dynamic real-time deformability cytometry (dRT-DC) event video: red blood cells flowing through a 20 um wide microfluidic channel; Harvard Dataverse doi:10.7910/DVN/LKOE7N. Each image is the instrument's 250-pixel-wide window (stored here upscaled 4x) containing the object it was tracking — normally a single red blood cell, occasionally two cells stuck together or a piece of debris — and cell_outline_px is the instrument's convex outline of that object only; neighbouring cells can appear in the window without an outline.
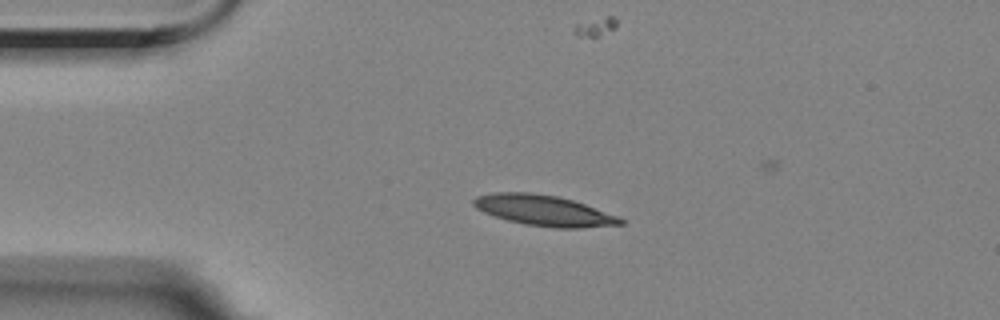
{"species": "Egyptian fruit bat (a non-hibernating species)", "species_latin": "Rousettus aegyptiacus", "temperature_condition": "room temperature", "stored_images_in_passage": 46, "camera_frame_rate_fps": 3000, "um_per_image_px": 0.085, "animal": {"sex": "female"}, "frame": {"image": 1, "passage_image": 1, "time_ms": 0.0, "image_size_px": [1000, 320], "cell_outline_px": [[624, 224], [580, 228], [552, 228], [524, 224], [508, 220], [484, 212], [476, 208], [472, 204], [472, 200], [476, 196], [496, 192], [532, 192], [556, 196], [572, 200], [620, 216], [624, 220]], "centroid_in_image_um": [46.24, 17.89], "position_along_channel_um": 38.8, "area_um2": 26.24}}
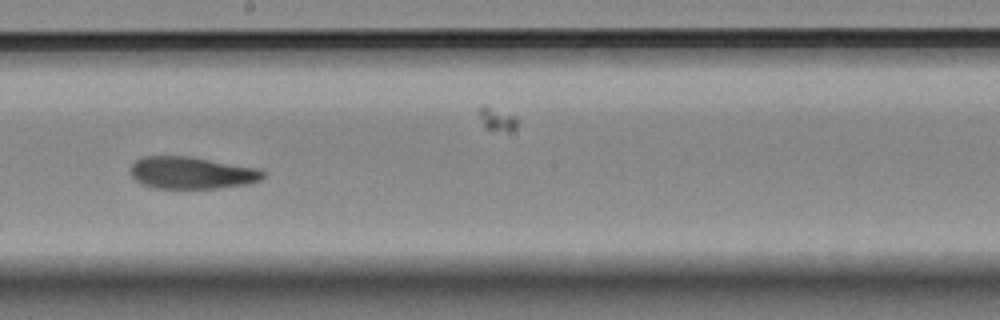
{"frame": {"image": 2, "passage_image": 20, "time_ms": 6.333, "image_size_px": [1000, 320], "cell_outline_px": [[264, 176], [260, 180], [248, 184], [216, 188], [156, 188], [140, 184], [128, 172], [132, 164], [140, 156], [188, 156], [256, 168], [264, 172]], "centroid_in_image_um": [16.22, 14.69], "position_along_channel_um": 232.0, "area_um2": 24.74}}
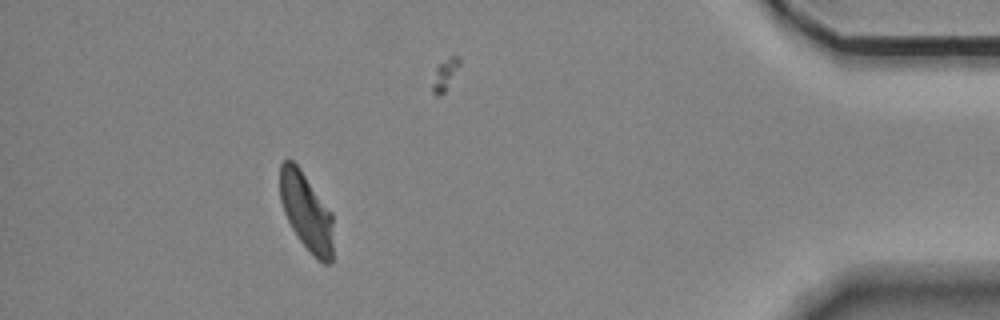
{"frame": {"image": 3, "passage_image": 40, "time_ms": 13.0, "image_size_px": [1000, 320], "cell_outline_px": [[332, 264], [324, 264], [300, 240], [292, 228], [284, 212], [280, 200], [280, 164], [288, 156], [300, 168], [332, 212]], "centroid_in_image_um": [26.03, 17.94], "position_along_channel_um": 409.2, "area_um2": 23.93}, "authors_computed_cell_mechanics": {"area_um2": 25.3453, "velocity_mm_per_s": 3.4825, "shape_relaxation_time_tau1_ms": 6.7551, "shape_relaxation_time_tau2_ms": 2.9249, "deformation_change_tau1": 0.1813, "deformation_change_tau2": 0.0726}}